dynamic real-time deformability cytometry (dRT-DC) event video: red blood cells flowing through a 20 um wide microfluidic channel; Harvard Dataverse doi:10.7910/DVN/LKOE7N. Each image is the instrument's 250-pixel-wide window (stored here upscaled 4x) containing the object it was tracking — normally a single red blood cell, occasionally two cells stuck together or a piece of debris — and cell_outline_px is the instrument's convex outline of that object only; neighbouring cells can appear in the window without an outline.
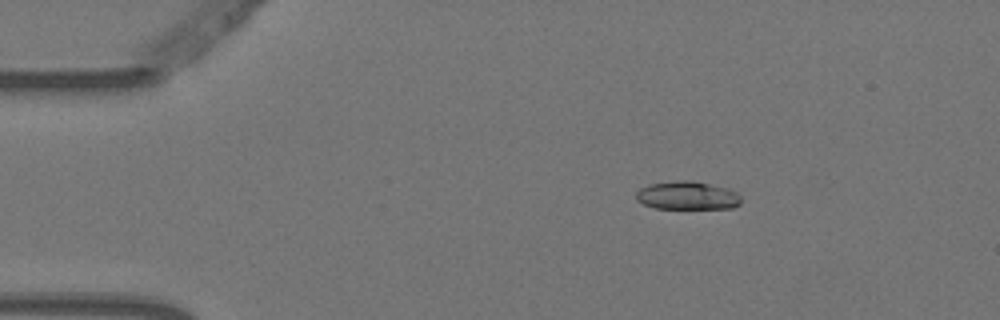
{"species": "Egyptian fruit bat (a non-hibernating species)", "species_latin": "Rousettus aegyptiacus", "temperature_condition": "warm", "stored_images_in_passage": 4, "camera_frame_rate_fps": 3000, "um_per_image_px": 0.085, "animal": {"sex": "female"}, "frame": {"image": 1, "passage_image": 2, "time_ms": 0.333, "image_size_px": [1000, 320], "cell_outline_px": [[740, 204], [732, 208], [656, 208], [644, 204], [636, 200], [636, 192], [640, 188], [648, 184], [680, 180], [692, 180], [728, 188], [736, 192], [740, 196]], "centroid_in_image_um": [58.41, 16.61], "position_along_channel_um": 26.6, "area_um2": 17.28}}